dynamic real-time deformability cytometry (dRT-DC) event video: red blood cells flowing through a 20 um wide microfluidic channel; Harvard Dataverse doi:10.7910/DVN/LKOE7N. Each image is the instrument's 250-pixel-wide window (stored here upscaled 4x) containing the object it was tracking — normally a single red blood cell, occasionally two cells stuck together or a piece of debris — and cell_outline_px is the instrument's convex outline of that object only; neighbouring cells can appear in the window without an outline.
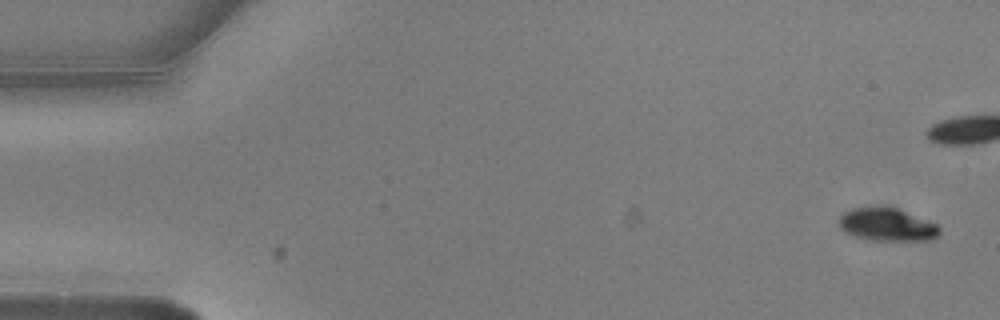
{"species": "common noctule bat (a hibernating species)", "species_latin": "Nyctalus noctula", "temperature_condition": "warm", "stored_images_in_passage": 5, "camera_frame_rate_fps": 3000, "um_per_image_px": 0.085, "animal": {"sex": "male", "body_mass_g": 20.5, "forearm_length_mm": 52.5}, "frame": {"image": 1, "passage_image": 1, "time_ms": 0.0, "image_size_px": [1000, 320], "cell_outline_px": [[940, 232], [932, 240], [868, 240], [844, 232], [840, 228], [840, 216], [844, 212], [852, 208], [876, 204], [888, 204], [936, 224], [940, 228]], "centroid_in_image_um": [75.36, 19.04], "position_along_channel_um": 9.6, "area_um2": 19.71}}
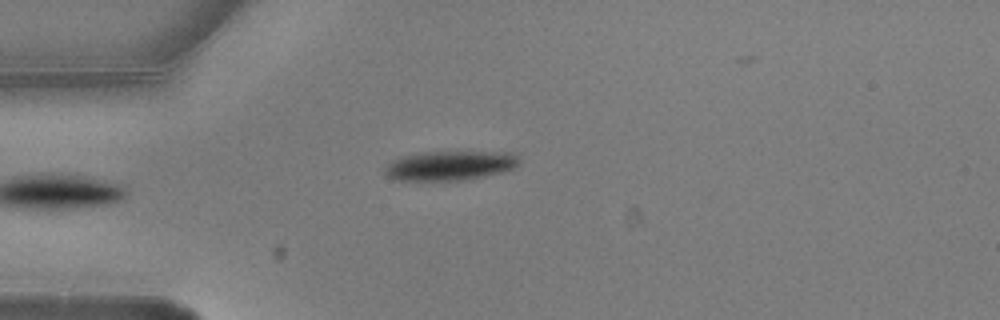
{"frame": {"image": 2, "passage_image": 5, "time_ms": 1.333, "image_size_px": [1000, 320], "cell_outline_px": [[520, 160], [512, 168], [500, 172], [468, 180], [400, 180], [388, 176], [384, 172], [384, 168], [392, 160], [400, 156], [424, 152], [516, 152]], "centroid_in_image_um": [38.24, 14.06], "position_along_channel_um": 46.8, "area_um2": 22.95}}